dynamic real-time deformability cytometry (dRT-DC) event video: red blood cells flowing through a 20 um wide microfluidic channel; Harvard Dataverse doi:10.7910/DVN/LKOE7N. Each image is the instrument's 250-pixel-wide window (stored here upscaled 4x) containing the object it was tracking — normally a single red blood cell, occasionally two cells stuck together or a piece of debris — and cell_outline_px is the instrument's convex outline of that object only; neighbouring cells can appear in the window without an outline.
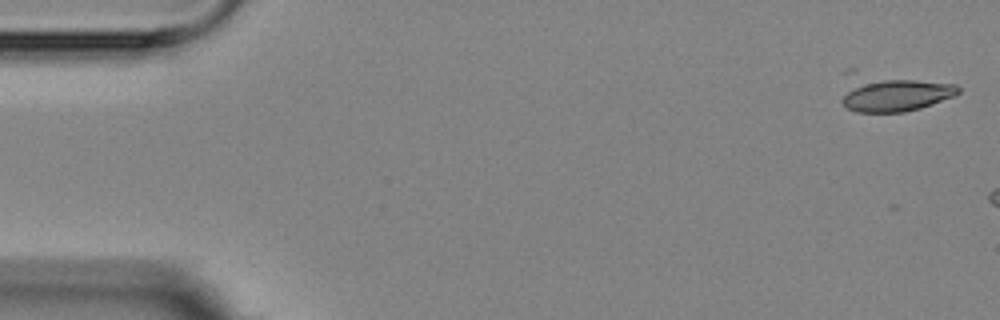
{"species": "Egyptian fruit bat (a non-hibernating species)", "species_latin": "Rousettus aegyptiacus", "temperature_condition": "room temperature", "stored_images_in_passage": 3, "camera_frame_rate_fps": 3000, "um_per_image_px": 0.085, "animal": {"sex": "female"}, "frame": {"image": 1, "passage_image": 1, "time_ms": 0.0, "image_size_px": [1000, 320], "cell_outline_px": [[960, 92], [956, 96], [920, 108], [904, 112], [856, 112], [848, 108], [840, 100], [856, 84], [884, 80], [916, 80], [956, 84], [960, 88]], "centroid_in_image_um": [76.28, 8.11], "position_along_channel_um": 8.7, "area_um2": 21.27}}